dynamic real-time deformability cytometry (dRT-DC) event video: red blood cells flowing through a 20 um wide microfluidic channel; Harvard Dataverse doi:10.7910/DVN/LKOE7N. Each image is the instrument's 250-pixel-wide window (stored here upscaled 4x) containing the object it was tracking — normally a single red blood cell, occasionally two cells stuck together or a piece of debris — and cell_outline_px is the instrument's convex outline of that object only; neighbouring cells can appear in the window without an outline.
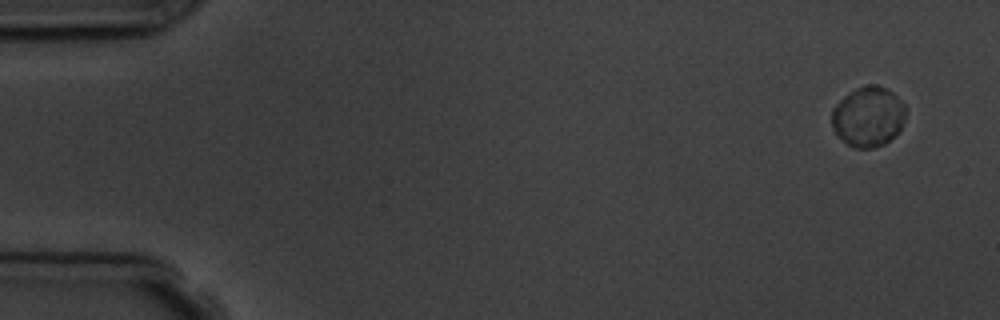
{"species": "common noctule bat (a hibernating species)", "species_latin": "Nyctalus noctula", "temperature_condition": "room temperature", "stored_images_in_passage": 6, "camera_frame_rate_fps": 3000, "um_per_image_px": 0.085, "animal": {"sex": "male", "body_mass_g": 19.5, "forearm_length_mm": 54.6}, "frame": {"image": 1, "passage_image": 1, "time_ms": 0.0, "image_size_px": [1000, 320], "cell_outline_px": [[904, 120], [900, 132], [884, 144], [872, 148], [856, 148], [848, 144], [832, 128], [832, 108], [848, 92], [856, 88], [868, 84], [876, 84], [888, 88], [904, 104]], "centroid_in_image_um": [73.8, 9.9], "position_along_channel_um": 11.2, "area_um2": 25.89}}